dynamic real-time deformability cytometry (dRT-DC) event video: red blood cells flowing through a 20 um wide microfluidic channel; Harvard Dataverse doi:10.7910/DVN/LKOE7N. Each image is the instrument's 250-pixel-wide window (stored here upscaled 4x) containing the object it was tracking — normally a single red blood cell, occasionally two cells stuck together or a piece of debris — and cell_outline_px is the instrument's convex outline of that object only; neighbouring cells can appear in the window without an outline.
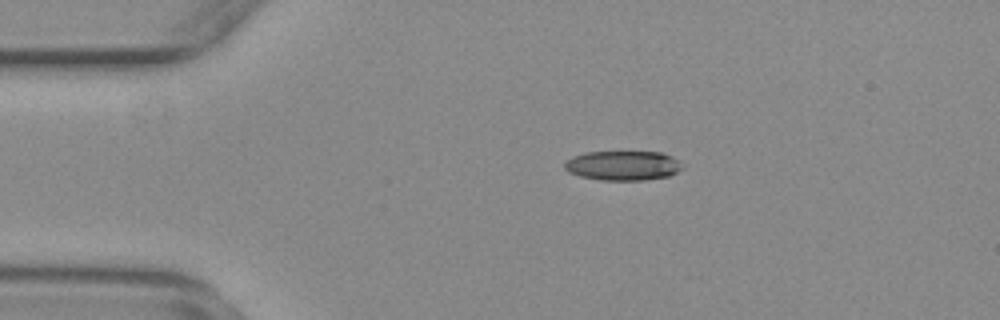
{"species": "common noctule bat (a hibernating species)", "species_latin": "Nyctalus noctula", "temperature_condition": "warm", "stored_images_in_passage": 45, "camera_frame_rate_fps": 3000, "um_per_image_px": 0.085, "animal": {"sex": "female", "body_mass_g": 29.2, "forearm_length_mm": 56.3}, "frame": {"image": 1, "passage_image": 1, "time_ms": 0.0, "image_size_px": [1000, 320], "cell_outline_px": [[684, 168], [668, 176], [644, 180], [600, 180], [580, 176], [568, 172], [564, 168], [564, 164], [572, 156], [588, 152], [660, 152], [672, 156]], "centroid_in_image_um": [52.93, 14.07], "position_along_channel_um": 32.1, "area_um2": 20.17}}
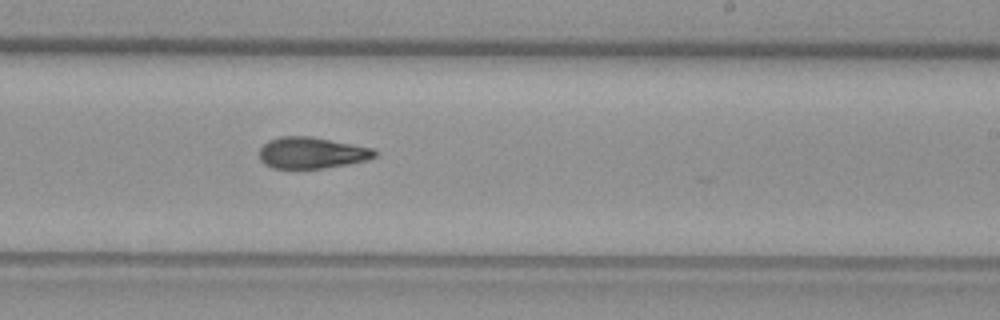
{"frame": {"image": 2, "passage_image": 23, "time_ms": 7.333, "image_size_px": [1000, 320], "cell_outline_px": [[376, 156], [368, 160], [348, 164], [324, 168], [272, 168], [264, 164], [260, 160], [260, 148], [268, 140], [280, 136], [312, 136], [372, 148], [376, 152]], "centroid_in_image_um": [26.48, 12.99], "position_along_channel_um": 262.5, "area_um2": 21.1}}
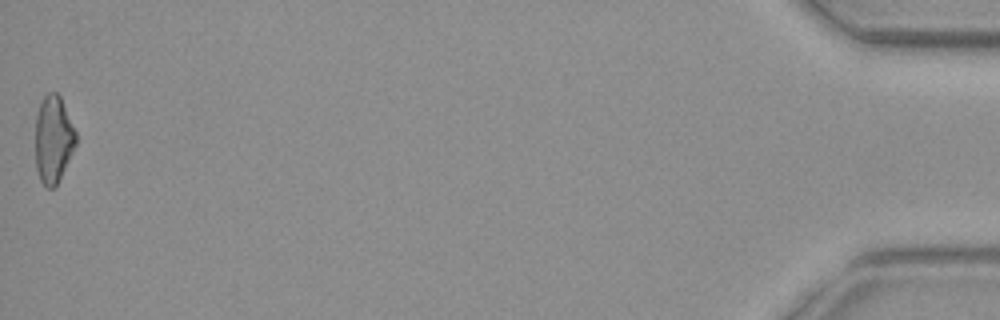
{"frame": {"image": 3, "passage_image": 45, "time_ms": 14.667, "image_size_px": [1000, 320], "cell_outline_px": [[76, 144], [56, 184], [52, 188], [44, 188], [40, 180], [36, 168], [36, 116], [40, 104], [44, 96], [48, 92], [56, 92], [60, 96], [76, 132]], "centroid_in_image_um": [4.52, 11.83], "position_along_channel_um": 430.7, "area_um2": 20.29}, "authors_computed_cell_mechanics": {"area_um2": 21.097, "velocity_mm_per_s": 3.7467, "shape_relaxation_time_tau1_ms": null, "shape_relaxation_time_tau2_ms": 4.9652, "deformation_change_tau1": null, "deformation_change_tau2": 0.1403}}